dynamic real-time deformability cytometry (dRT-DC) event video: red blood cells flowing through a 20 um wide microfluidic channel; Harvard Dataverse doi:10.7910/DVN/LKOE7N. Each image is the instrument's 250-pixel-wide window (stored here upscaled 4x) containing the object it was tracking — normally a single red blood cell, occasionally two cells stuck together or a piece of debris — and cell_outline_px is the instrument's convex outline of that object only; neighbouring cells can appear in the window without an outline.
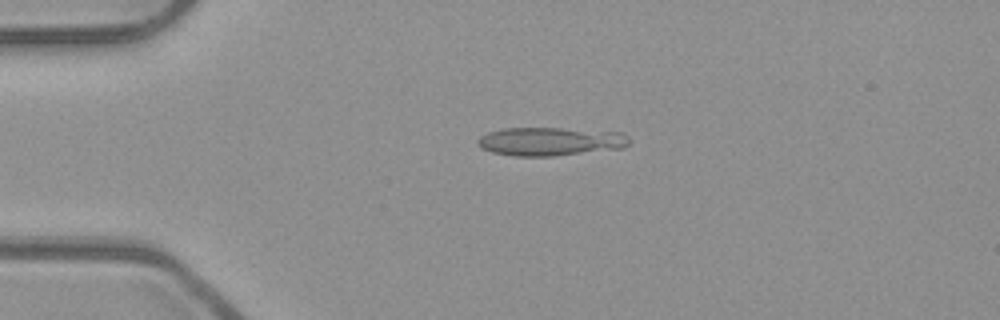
{"species": "common noctule bat (a hibernating species)", "species_latin": "Nyctalus noctula", "temperature_condition": "room temperature", "stored_images_in_passage": 15, "camera_frame_rate_fps": 3000, "um_per_image_px": 0.085, "animal": {"sex": "male", "body_mass_g": 23.1, "forearm_length_mm": 52.7}, "frame": {"image": 1, "passage_image": 13, "time_ms": 4.0, "image_size_px": [1000, 320], "cell_outline_px": [[628, 144], [624, 148], [552, 156], [516, 156], [492, 152], [480, 148], [476, 144], [476, 140], [480, 136], [488, 132], [504, 128], [560, 128], [620, 132], [628, 136]], "centroid_in_image_um": [46.73, 12.02], "position_along_channel_um": 38.3, "area_um2": 25.14}}